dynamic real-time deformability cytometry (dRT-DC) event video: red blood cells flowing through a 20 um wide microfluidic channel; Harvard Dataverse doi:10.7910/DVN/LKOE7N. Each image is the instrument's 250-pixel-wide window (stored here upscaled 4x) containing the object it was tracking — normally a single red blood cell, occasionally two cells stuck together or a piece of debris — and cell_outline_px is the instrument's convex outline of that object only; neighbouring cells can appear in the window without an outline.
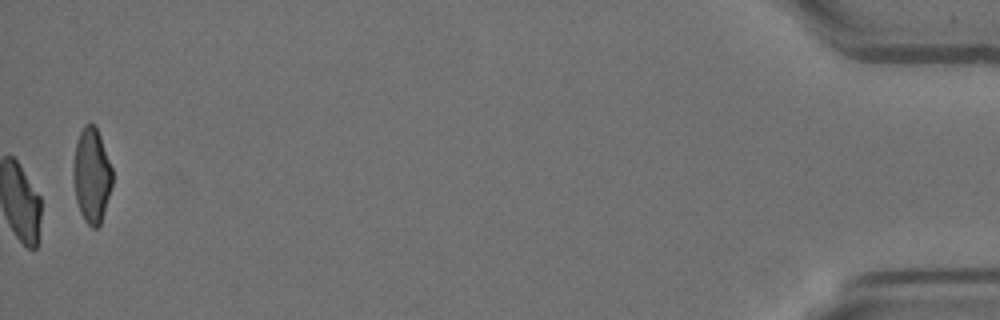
{"species": "Egyptian fruit bat (a non-hibernating species)", "species_latin": "Rousettus aegyptiacus", "temperature_condition": "room temperature", "stored_images_in_passage": 57, "camera_frame_rate_fps": 3000, "um_per_image_px": 0.085, "animal": {"sex": "female"}, "frame": {"image": 1, "passage_image": 57, "time_ms": 18.667, "image_size_px": [1000, 320], "cell_outline_px": [[112, 184], [100, 224], [96, 228], [92, 228], [84, 220], [80, 212], [76, 200], [72, 180], [72, 168], [76, 144], [80, 132], [84, 124], [96, 124], [112, 168]], "centroid_in_image_um": [7.77, 14.89], "position_along_channel_um": 427.4, "area_um2": 21.62}, "authors_computed_cell_mechanics": {"area_um2": 20.6924, "velocity_mm_per_s": 3.5812, "shape_relaxation_time_tau1_ms": 7.1556, "shape_relaxation_time_tau2_ms": 1.7715, "deformation_change_tau1": 0.2068, "deformation_change_tau2": 0.0756}}